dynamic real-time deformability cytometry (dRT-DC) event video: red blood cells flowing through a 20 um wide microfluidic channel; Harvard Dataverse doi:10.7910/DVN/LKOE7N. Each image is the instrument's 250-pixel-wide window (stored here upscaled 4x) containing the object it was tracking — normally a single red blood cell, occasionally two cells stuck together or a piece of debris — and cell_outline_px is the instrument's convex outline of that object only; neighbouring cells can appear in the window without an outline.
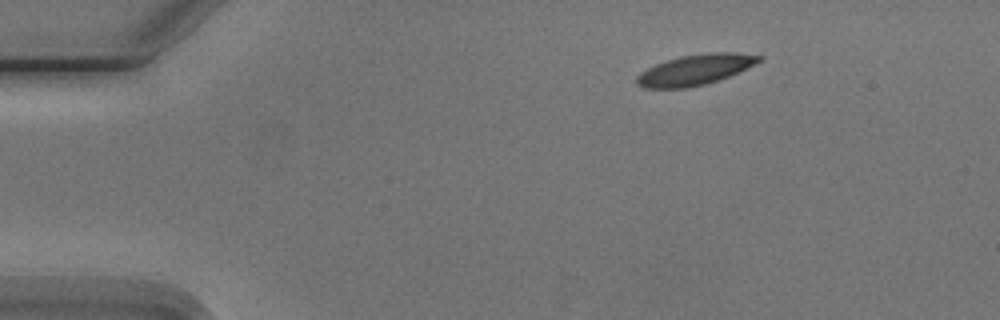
{"species": "Egyptian fruit bat (a non-hibernating species)", "species_latin": "Rousettus aegyptiacus", "temperature_condition": "cold", "stored_images_in_passage": 3, "camera_frame_rate_fps": 3000, "um_per_image_px": 0.085, "animal": {"sex": "male"}, "frame": {"image": 1, "passage_image": 1, "time_ms": 0.0, "image_size_px": [1000, 320], "cell_outline_px": [[764, 56], [760, 60], [728, 76], [704, 84], [688, 88], [644, 88], [636, 84], [636, 76], [640, 72], [656, 64], [680, 56], [708, 52], [736, 52]], "centroid_in_image_um": [59.03, 5.92], "position_along_channel_um": 26.0, "area_um2": 21.39}}
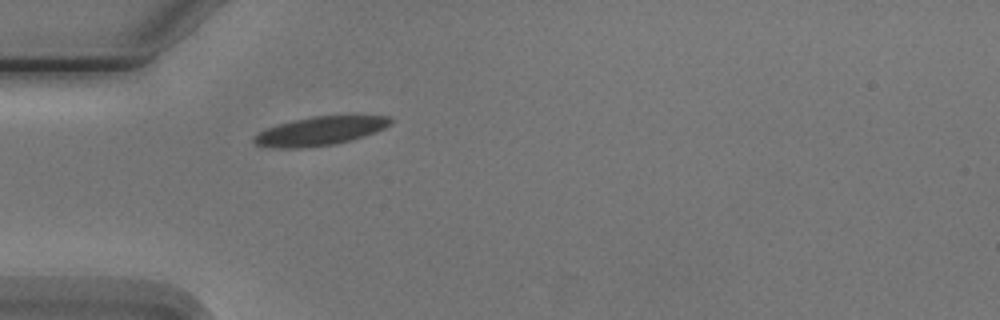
{"frame": {"image": 2, "passage_image": 3, "time_ms": 2.667, "image_size_px": [1000, 320], "cell_outline_px": [[392, 124], [376, 132], [352, 140], [336, 144], [304, 148], [276, 148], [256, 144], [252, 140], [252, 136], [268, 128], [280, 124], [312, 116], [356, 112], [392, 116]], "centroid_in_image_um": [27.37, 11.08], "position_along_channel_um": 57.6, "area_um2": 23.87}}